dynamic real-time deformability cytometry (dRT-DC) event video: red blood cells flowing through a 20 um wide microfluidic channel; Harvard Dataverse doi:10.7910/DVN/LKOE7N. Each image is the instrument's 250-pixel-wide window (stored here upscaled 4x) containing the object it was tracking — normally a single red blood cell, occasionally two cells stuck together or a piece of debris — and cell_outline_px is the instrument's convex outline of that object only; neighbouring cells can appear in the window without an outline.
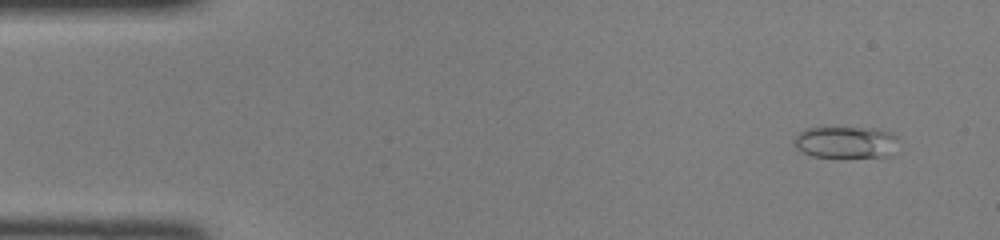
{"species": "common noctule bat (a hibernating species)", "species_latin": "Nyctalus noctula", "temperature_condition": "room temperature", "stored_images_in_passage": 46, "camera_frame_rate_fps": 3000, "um_per_image_px": 0.085, "animal": {"sex": "female", "body_mass_g": 22.0, "forearm_length_mm": 56.7}, "frame": {"image": 1, "passage_image": 3, "time_ms": 0.667, "image_size_px": [1000, 240], "cell_outline_px": [[900, 136], [892, 156], [840, 160], [812, 156], [796, 148], [792, 144], [792, 140], [804, 128], [824, 124], [880, 128], [892, 132]], "centroid_in_image_um": [71.9, 12.07], "position_along_channel_um": 13.1, "area_um2": 21.73}}
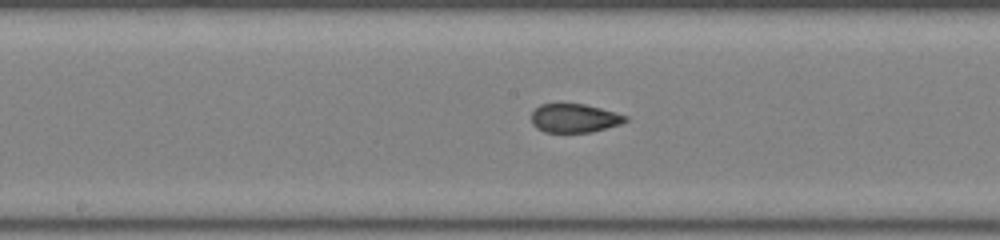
{"frame": {"image": 2, "passage_image": 23, "time_ms": 7.333, "image_size_px": [1000, 240], "cell_outline_px": [[628, 120], [620, 124], [592, 132], [544, 132], [536, 128], [532, 124], [532, 112], [540, 104], [584, 104], [616, 112], [628, 116]], "centroid_in_image_um": [48.83, 10.05], "position_along_channel_um": 199.4, "area_um2": 15.72}}
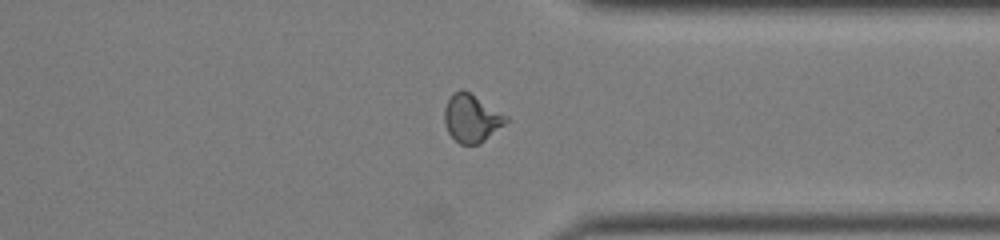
{"frame": {"image": 3, "passage_image": 35, "time_ms": 11.333, "image_size_px": [1000, 240], "cell_outline_px": [[508, 120], [504, 124], [480, 144], [460, 144], [448, 132], [444, 120], [444, 108], [452, 92], [460, 88], [464, 88], [508, 116]], "centroid_in_image_um": [40.06, 10.01], "position_along_channel_um": 371.3, "area_um2": 17.22}}